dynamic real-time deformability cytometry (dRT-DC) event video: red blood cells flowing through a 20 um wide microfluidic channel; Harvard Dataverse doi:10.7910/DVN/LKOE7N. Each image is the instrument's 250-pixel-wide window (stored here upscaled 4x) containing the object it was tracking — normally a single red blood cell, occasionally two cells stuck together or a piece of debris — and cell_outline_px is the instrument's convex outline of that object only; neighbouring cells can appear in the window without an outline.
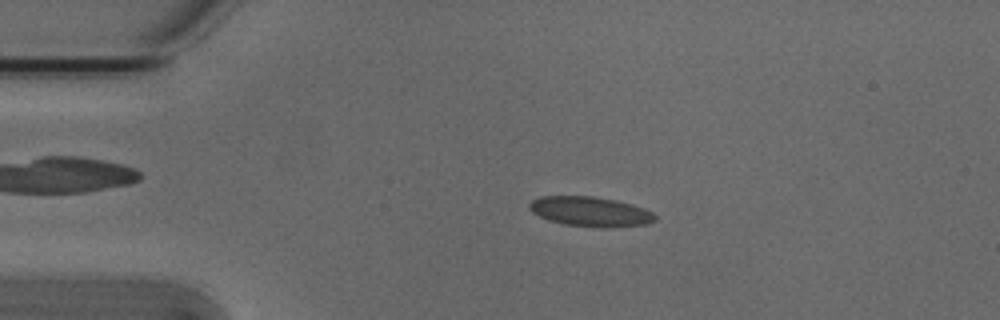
{"species": "Egyptian fruit bat (a non-hibernating species)", "species_latin": "Rousettus aegyptiacus", "temperature_condition": "cold", "stored_images_in_passage": 45, "camera_frame_rate_fps": 3000, "um_per_image_px": 0.085, "animal": {"sex": "male"}, "frame": {"image": 1, "passage_image": 3, "time_ms": 0.667, "image_size_px": [1000, 320], "cell_outline_px": [[656, 220], [644, 224], [600, 228], [564, 224], [548, 220], [532, 212], [528, 208], [528, 204], [532, 200], [540, 196], [592, 196], [616, 200], [632, 204], [644, 208], [652, 212], [656, 216]], "centroid_in_image_um": [50.15, 17.98], "position_along_channel_um": 34.9, "area_um2": 21.79}}
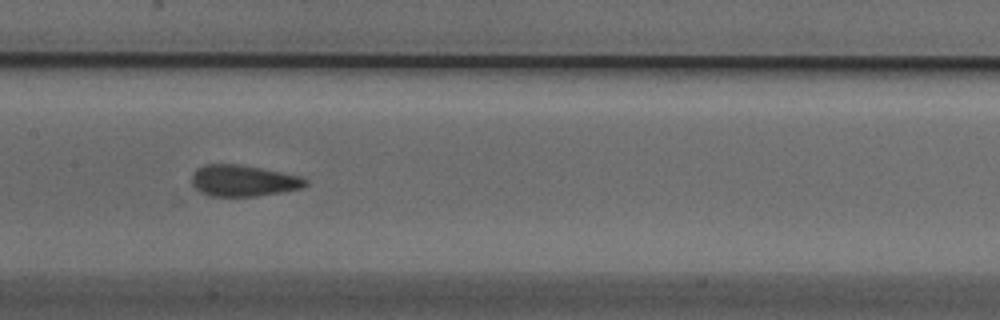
{"frame": {"image": 2, "passage_image": 18, "time_ms": 5.667, "image_size_px": [1000, 320], "cell_outline_px": [[308, 184], [300, 188], [280, 192], [256, 196], [212, 196], [200, 192], [192, 184], [192, 176], [196, 168], [204, 164], [240, 164], [300, 176], [308, 180]], "centroid_in_image_um": [20.66, 15.35], "position_along_channel_um": 186.7, "area_um2": 20.63}}
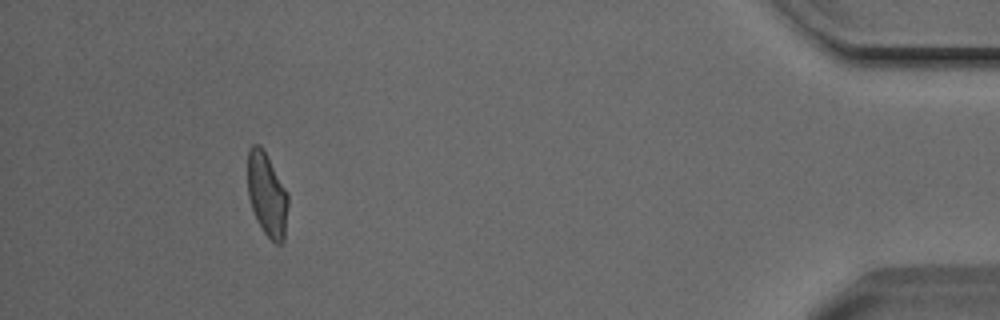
{"frame": {"image": 3, "passage_image": 41, "time_ms": 13.333, "image_size_px": [1000, 320], "cell_outline_px": [[288, 204], [284, 240], [280, 244], [276, 244], [264, 232], [256, 220], [248, 196], [248, 148], [252, 144], [260, 144], [288, 192]], "centroid_in_image_um": [22.69, 16.53], "position_along_channel_um": 412.5, "area_um2": 19.65}, "authors_computed_cell_mechanics": {"area_um2": 20.5768, "velocity_mm_per_s": 3.8038, "shape_relaxation_time_tau1_ms": 4.4113, "shape_relaxation_time_tau2_ms": 1.4253, "deformation_change_tau1": 0.1077, "deformation_change_tau2": 0.0459}}